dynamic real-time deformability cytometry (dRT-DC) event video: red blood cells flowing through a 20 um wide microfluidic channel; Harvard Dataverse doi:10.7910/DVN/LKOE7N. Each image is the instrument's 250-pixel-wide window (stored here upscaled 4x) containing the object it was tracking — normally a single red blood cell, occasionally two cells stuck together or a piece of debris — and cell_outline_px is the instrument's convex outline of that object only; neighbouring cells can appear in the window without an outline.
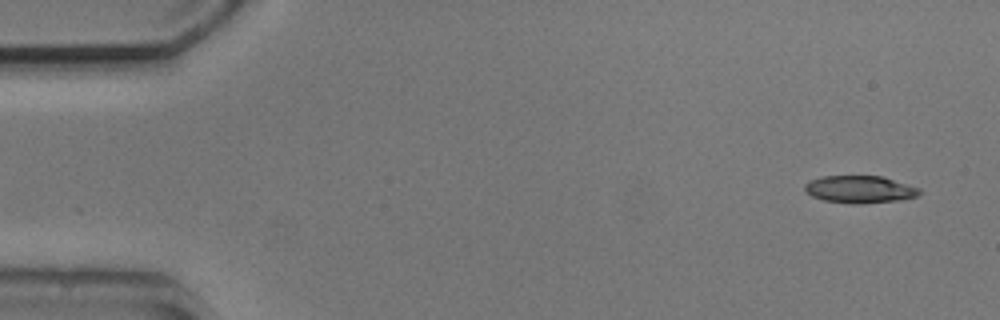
{"species": "common noctule bat (a hibernating species)", "species_latin": "Nyctalus noctula", "temperature_condition": "cold", "stored_images_in_passage": 8, "camera_frame_rate_fps": 3000, "um_per_image_px": 0.085, "animal": {"sex": "male", "body_mass_g": 20.5, "forearm_length_mm": 52.5}, "frame": {"image": 1, "passage_image": 1, "time_ms": 0.0, "image_size_px": [1000, 320], "cell_outline_px": [[924, 192], [916, 196], [904, 200], [856, 204], [824, 200], [812, 196], [804, 188], [804, 184], [812, 180], [824, 176], [884, 176], [920, 188]], "centroid_in_image_um": [73.16, 16.09], "position_along_channel_um": 11.8, "area_um2": 18.32}}
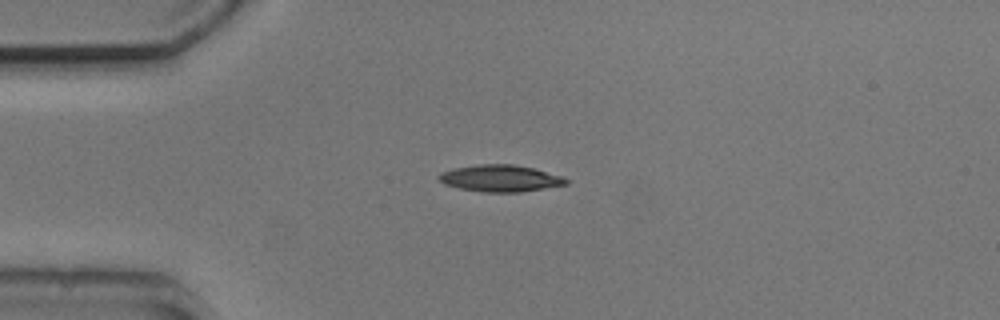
{"frame": {"image": 2, "passage_image": 4, "time_ms": 3.333, "image_size_px": [1000, 320], "cell_outline_px": [[568, 184], [520, 192], [480, 192], [460, 188], [444, 184], [436, 176], [440, 172], [452, 168], [480, 164], [512, 164], [532, 168], [564, 176], [568, 180]], "centroid_in_image_um": [42.5, 15.15], "position_along_channel_um": 42.5, "area_um2": 19.88}}